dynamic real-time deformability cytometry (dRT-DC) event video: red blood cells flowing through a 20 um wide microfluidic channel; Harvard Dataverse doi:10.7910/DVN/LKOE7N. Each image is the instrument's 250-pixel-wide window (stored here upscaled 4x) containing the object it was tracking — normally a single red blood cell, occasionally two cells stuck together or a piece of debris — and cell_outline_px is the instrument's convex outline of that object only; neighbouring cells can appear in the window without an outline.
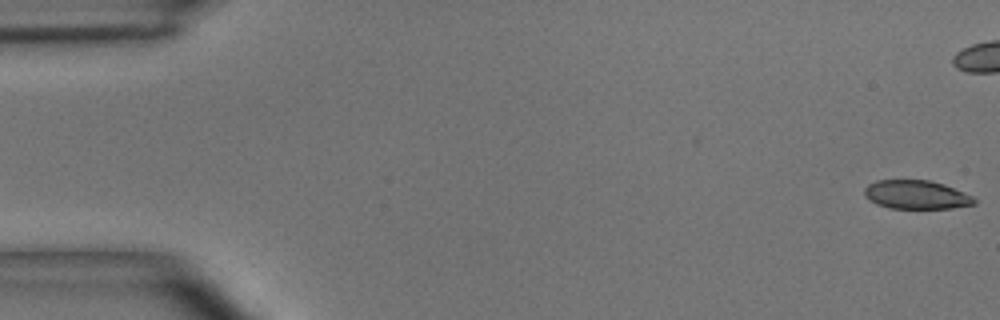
{"species": "common noctule bat (a hibernating species)", "species_latin": "Nyctalus noctula", "temperature_condition": "room temperature", "stored_images_in_passage": 50, "camera_frame_rate_fps": 3000, "um_per_image_px": 0.085, "animal": {"sex": "male", "body_mass_g": 15.6}, "frame": {"image": 1, "passage_image": 1, "time_ms": 0.0, "image_size_px": [1000, 320], "cell_outline_px": [[976, 204], [952, 208], [888, 208], [876, 204], [868, 200], [864, 196], [864, 188], [868, 184], [876, 180], [928, 180], [944, 184], [964, 192], [972, 196], [976, 200]], "centroid_in_image_um": [77.86, 16.55], "position_along_channel_um": 7.1, "area_um2": 18.5}}
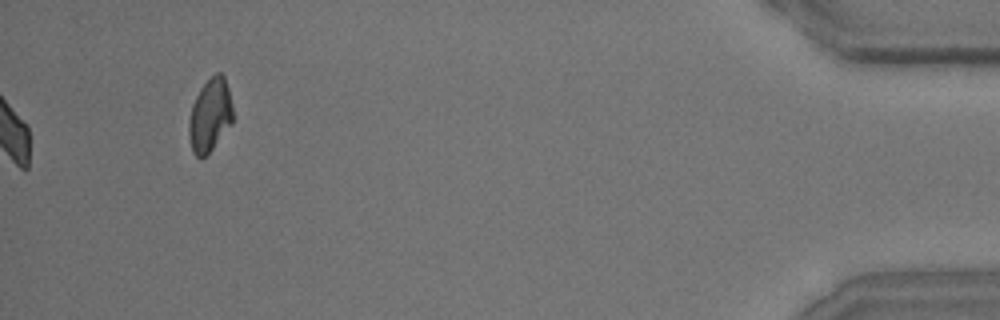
{"frame": {"image": 2, "passage_image": 50, "time_ms": 16.333, "image_size_px": [1000, 320], "cell_outline_px": [[236, 116], [232, 124], [212, 148], [200, 160], [192, 152], [188, 136], [188, 120], [192, 104], [200, 88], [216, 72], [220, 72], [224, 76], [228, 88]], "centroid_in_image_um": [17.86, 9.8], "position_along_channel_um": 417.3, "area_um2": 19.13}, "authors_computed_cell_mechanics": {"area_um2": 20.1144, "velocity_mm_per_s": 4.0773, "shape_relaxation_time_tau1_ms": 6.595, "shape_relaxation_time_tau2_ms": 3.2954, "deformation_change_tau1": 0.1619, "deformation_change_tau2": 0.1032}}